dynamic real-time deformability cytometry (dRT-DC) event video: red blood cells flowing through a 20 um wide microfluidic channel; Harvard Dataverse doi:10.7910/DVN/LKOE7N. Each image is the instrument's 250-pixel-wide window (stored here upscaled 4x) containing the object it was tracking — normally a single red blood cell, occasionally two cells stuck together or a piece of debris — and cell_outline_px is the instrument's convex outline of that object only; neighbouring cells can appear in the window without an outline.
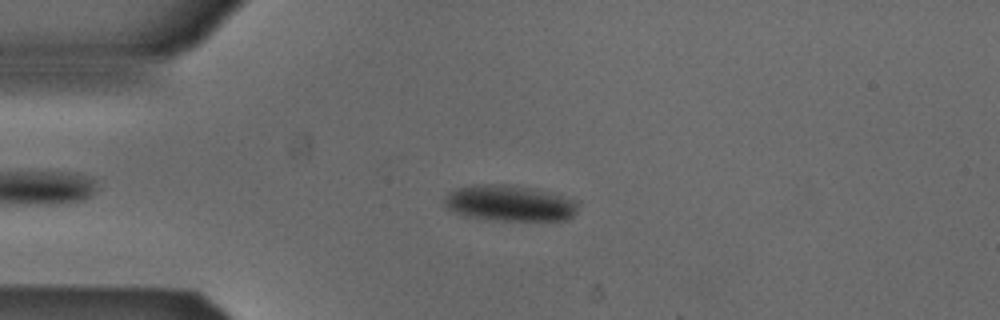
{"species": "Egyptian fruit bat (a non-hibernating species)", "species_latin": "Rousettus aegyptiacus", "temperature_condition": "cold", "stored_images_in_passage": 48, "camera_frame_rate_fps": 3000, "um_per_image_px": 0.085, "animal": {"sex": "male"}, "frame": {"image": 1, "passage_image": 12, "time_ms": 3.667, "image_size_px": [1000, 320], "cell_outline_px": [[576, 212], [568, 220], [496, 220], [460, 216], [448, 208], [444, 204], [444, 200], [448, 192], [456, 188], [472, 184], [504, 184], [532, 188], [576, 200]], "centroid_in_image_um": [43.24, 17.27], "position_along_channel_um": 41.8, "area_um2": 27.98}}
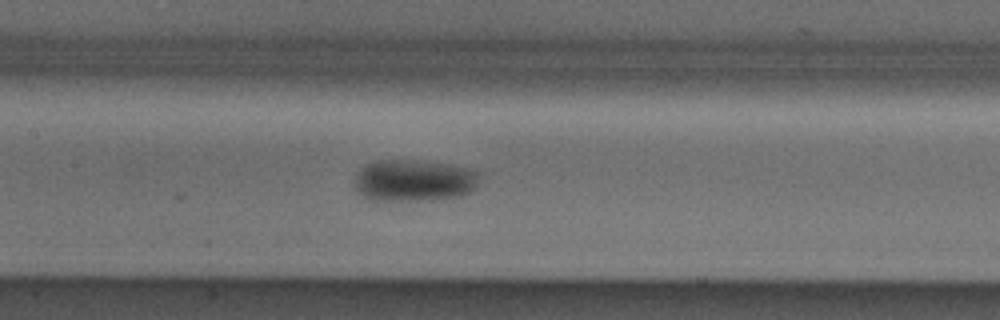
{"frame": {"image": 2, "passage_image": 24, "time_ms": 7.667, "image_size_px": [1000, 320], "cell_outline_px": [[480, 172], [476, 184], [468, 192], [460, 196], [420, 200], [372, 200], [364, 196], [356, 188], [356, 176], [360, 168], [364, 164], [376, 160], [412, 160], [448, 164], [472, 168]], "centroid_in_image_um": [35.18, 15.32], "position_along_channel_um": 172.2, "area_um2": 30.17}}
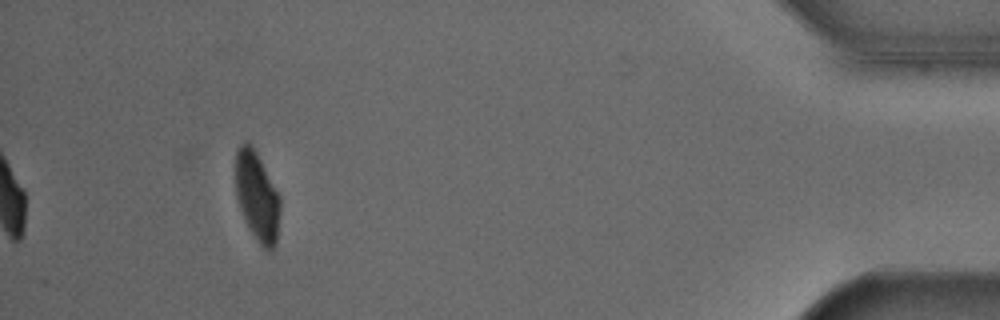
{"frame": {"image": 3, "passage_image": 48, "time_ms": 15.667, "image_size_px": [1000, 320], "cell_outline_px": [[280, 212], [276, 244], [272, 252], [264, 248], [256, 240], [244, 220], [236, 196], [236, 148], [244, 140], [248, 140], [252, 144], [280, 196]], "centroid_in_image_um": [21.85, 16.68], "position_along_channel_um": 413.4, "area_um2": 23.41}}